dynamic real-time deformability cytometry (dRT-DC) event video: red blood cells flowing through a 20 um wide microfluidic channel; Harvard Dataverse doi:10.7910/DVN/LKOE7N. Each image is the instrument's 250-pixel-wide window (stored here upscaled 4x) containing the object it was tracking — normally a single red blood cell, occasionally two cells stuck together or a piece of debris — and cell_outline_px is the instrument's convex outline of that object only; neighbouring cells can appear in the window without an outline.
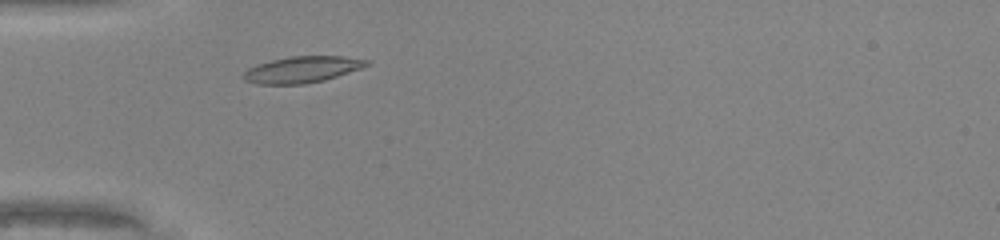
{"species": "common noctule bat (a hibernating species)", "species_latin": "Nyctalus noctula", "temperature_condition": "warm", "stored_images_in_passage": 31, "camera_frame_rate_fps": 3000, "um_per_image_px": 0.085, "animal": {"sex": "male", "body_mass_g": 20.0, "forearm_length_mm": 53.3}, "frame": {"image": 1, "passage_image": 5, "time_ms": 1.333, "image_size_px": [1000, 240], "cell_outline_px": [[372, 60], [368, 64], [360, 68], [324, 80], [304, 84], [256, 84], [244, 80], [240, 76], [248, 68], [272, 60], [288, 56], [344, 56]], "centroid_in_image_um": [25.66, 5.91], "position_along_channel_um": 59.3, "area_um2": 18.84}}
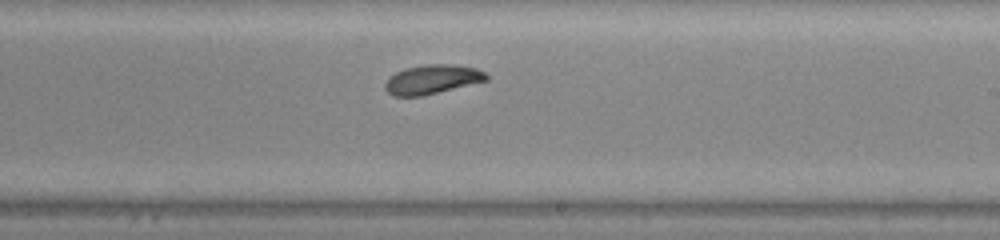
{"frame": {"image": 2, "passage_image": 19, "time_ms": 6.0, "image_size_px": [1000, 240], "cell_outline_px": [[488, 80], [424, 96], [392, 96], [384, 88], [384, 84], [396, 72], [404, 68], [424, 64], [456, 64], [476, 68], [484, 72], [488, 76]], "centroid_in_image_um": [36.74, 6.74], "position_along_channel_um": 252.3, "area_um2": 17.34}}
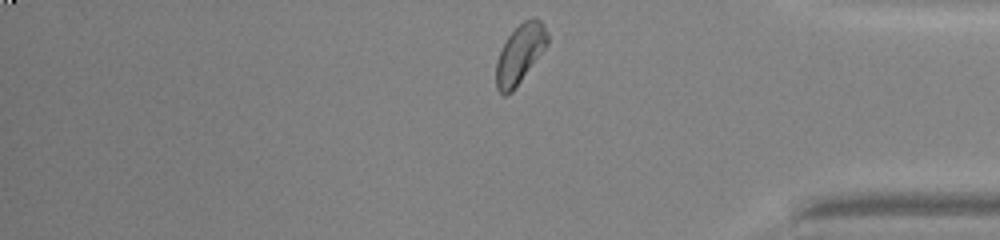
{"frame": {"image": 3, "passage_image": 30, "time_ms": 9.667, "image_size_px": [1000, 240], "cell_outline_px": [[548, 44], [512, 92], [504, 96], [496, 88], [496, 60], [508, 36], [524, 20], [540, 20], [544, 24], [548, 32]], "centroid_in_image_um": [44.19, 4.61], "position_along_channel_um": 391.0, "area_um2": 17.28}, "authors_computed_cell_mechanics": {"area_um2": 17.34, "velocity_mm_per_s": 4.2644, "shape_relaxation_time_tau1_ms": 3.111, "shape_relaxation_time_tau2_ms": 2.4021, "deformation_change_tau1": 0.1235, "deformation_change_tau2": 0.0691}}